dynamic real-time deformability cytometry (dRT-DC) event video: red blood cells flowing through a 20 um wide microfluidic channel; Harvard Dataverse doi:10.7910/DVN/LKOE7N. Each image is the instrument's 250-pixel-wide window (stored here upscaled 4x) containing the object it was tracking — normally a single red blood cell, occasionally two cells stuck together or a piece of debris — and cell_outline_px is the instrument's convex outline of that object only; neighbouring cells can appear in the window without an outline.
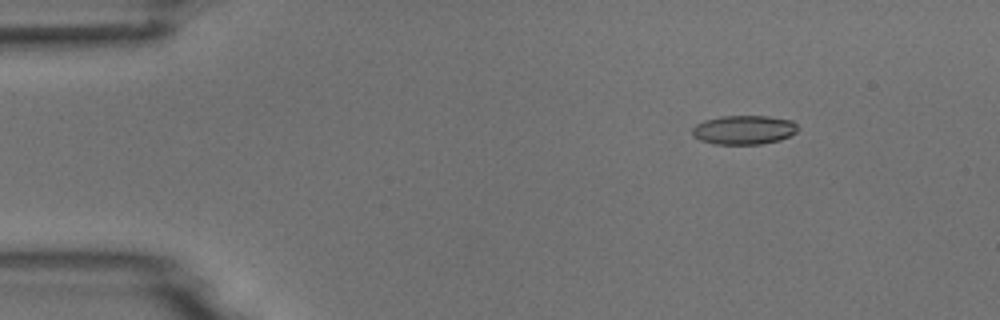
{"species": "common noctule bat (a hibernating species)", "species_latin": "Nyctalus noctula", "temperature_condition": "room temperature", "stored_images_in_passage": 5, "camera_frame_rate_fps": 3000, "um_per_image_px": 0.085, "animal": {"sex": "male", "body_mass_g": 18.8}, "frame": {"image": 1, "passage_image": 3, "time_ms": 2.333, "image_size_px": [1000, 320], "cell_outline_px": [[796, 132], [780, 140], [760, 144], [712, 144], [700, 140], [692, 136], [692, 128], [696, 124], [704, 120], [720, 116], [768, 116], [792, 120], [796, 124]], "centroid_in_image_um": [63.19, 11.04], "position_along_channel_um": 21.8, "area_um2": 17.92}}